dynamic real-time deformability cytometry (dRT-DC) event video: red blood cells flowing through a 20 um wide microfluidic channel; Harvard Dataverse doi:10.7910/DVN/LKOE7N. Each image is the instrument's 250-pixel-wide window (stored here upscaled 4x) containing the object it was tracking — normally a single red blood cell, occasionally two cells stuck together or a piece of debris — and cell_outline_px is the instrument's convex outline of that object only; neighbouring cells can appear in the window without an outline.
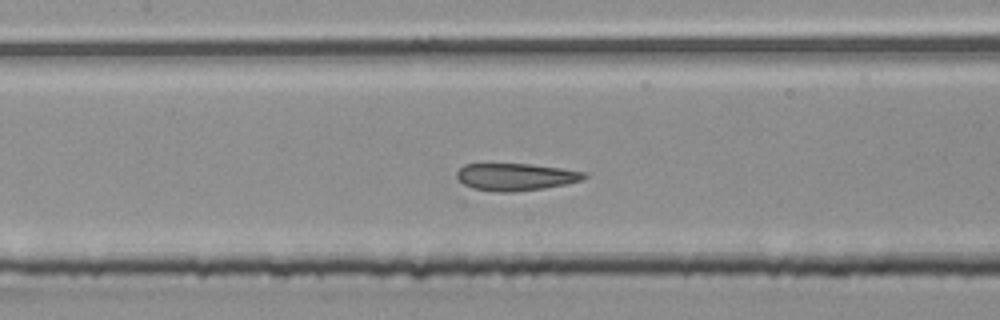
{"species": "common noctule bat (a hibernating species)", "species_latin": "Nyctalus noctula", "temperature_condition": "room temperature", "stored_images_in_passage": 56, "segment_of_instrument_passage": [2, 2], "camera_frame_rate_fps": 3000, "um_per_image_px": 0.085, "animal": {"sex": "male", "body_mass_g": 20.4}, "frame": {"image": 1, "passage_image": 26, "time_ms": 8.333, "image_size_px": [1000, 320], "cell_outline_px": [[588, 176], [580, 180], [568, 184], [544, 188], [512, 192], [496, 192], [472, 188], [464, 184], [456, 176], [456, 172], [464, 164], [528, 164], [560, 168], [588, 172]], "centroid_in_image_um": [43.85, 15.04], "position_along_channel_um": 163.6, "area_um2": 20.23}}
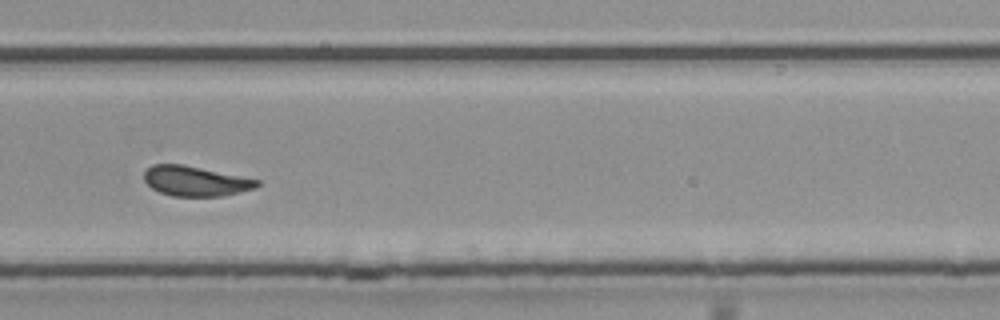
{"frame": {"image": 2, "passage_image": 38, "time_ms": 12.333, "image_size_px": [1000, 320], "cell_outline_px": [[260, 184], [256, 188], [220, 196], [172, 196], [160, 192], [152, 188], [144, 180], [144, 172], [152, 164], [180, 164], [260, 180]], "centroid_in_image_um": [16.59, 15.39], "position_along_channel_um": 313.2, "area_um2": 19.42}}
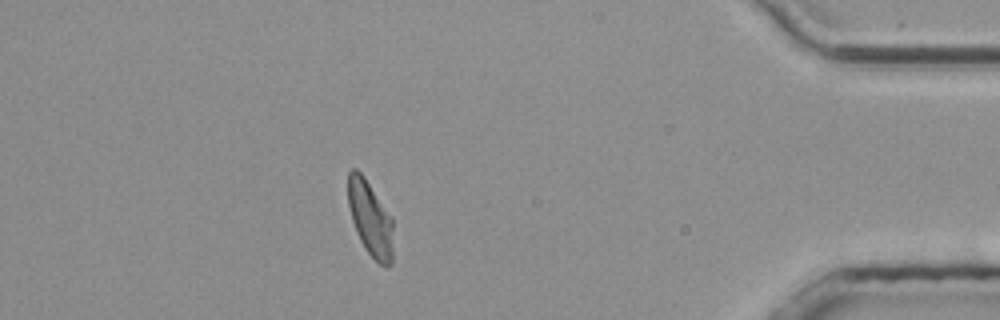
{"frame": {"image": 3, "passage_image": 49, "time_ms": 16.0, "image_size_px": [1000, 320], "cell_outline_px": [[392, 264], [388, 268], [384, 268], [368, 252], [360, 240], [356, 232], [352, 220], [348, 204], [348, 172], [352, 168], [356, 168], [360, 172], [392, 216]], "centroid_in_image_um": [31.47, 18.59], "position_along_channel_um": 403.7, "area_um2": 19.65}}